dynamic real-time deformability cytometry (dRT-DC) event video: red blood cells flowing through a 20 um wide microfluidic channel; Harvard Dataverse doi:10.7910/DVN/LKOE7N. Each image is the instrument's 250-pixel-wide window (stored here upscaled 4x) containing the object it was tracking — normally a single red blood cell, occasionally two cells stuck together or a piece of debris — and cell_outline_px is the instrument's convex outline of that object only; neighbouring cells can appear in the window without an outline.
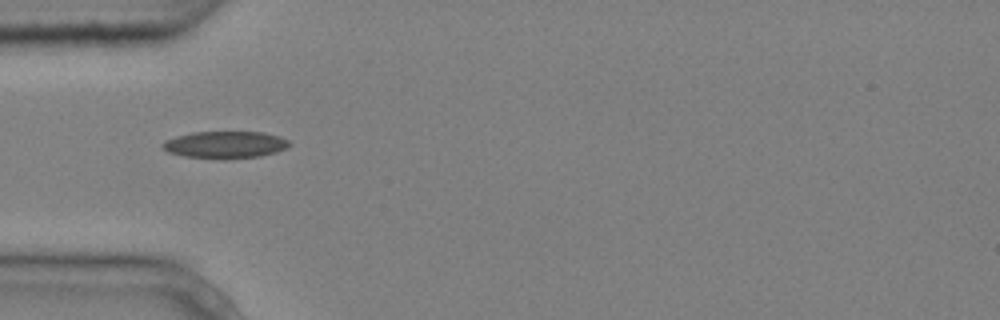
{"species": "common noctule bat (a hibernating species)", "species_latin": "Nyctalus noctula", "temperature_condition": "cold", "stored_images_in_passage": 5, "camera_frame_rate_fps": 3000, "um_per_image_px": 0.085, "animal": {"sex": "male", "body_mass_g": 20.4}, "frame": {"image": 1, "passage_image": 1, "time_ms": 0.0, "image_size_px": [1000, 320], "cell_outline_px": [[292, 144], [288, 148], [276, 152], [260, 156], [224, 160], [184, 156], [168, 152], [160, 144], [164, 140], [176, 136], [192, 132], [264, 132], [280, 136], [288, 140]], "centroid_in_image_um": [19.16, 12.31], "position_along_channel_um": 65.8, "area_um2": 20.35}}
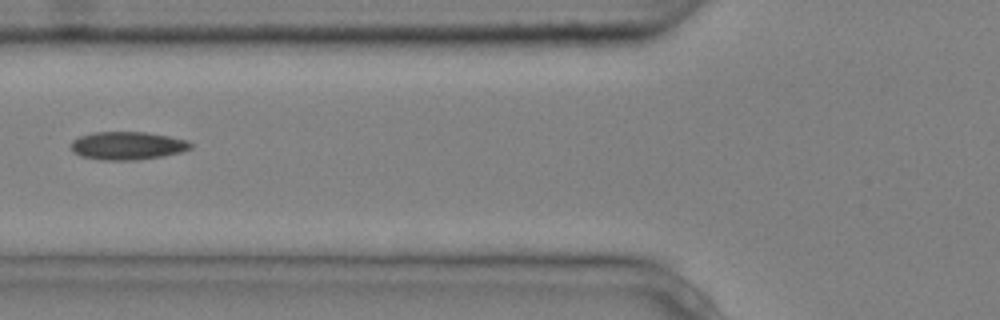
{"frame": {"image": 2, "passage_image": 2, "time_ms": 0.333, "image_size_px": [1000, 320], "cell_outline_px": [[192, 148], [180, 152], [164, 156], [136, 160], [100, 160], [80, 156], [72, 152], [72, 140], [80, 136], [92, 132], [148, 132], [188, 140], [192, 144]], "centroid_in_image_um": [10.83, 12.38], "position_along_channel_um": 115.0, "area_um2": 19.71}}
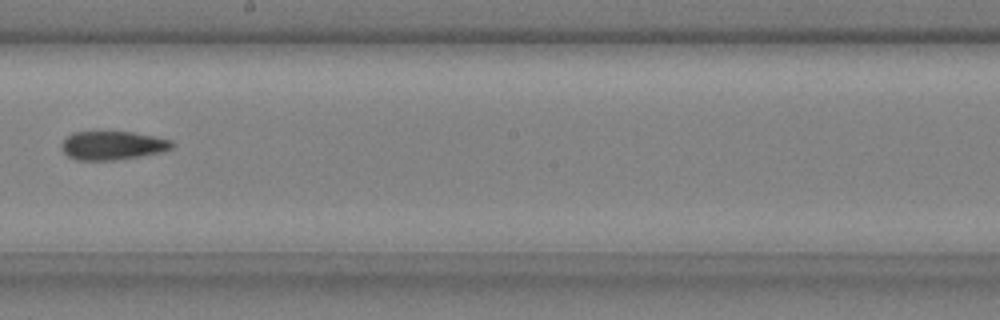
{"frame": {"image": 3, "passage_image": 5, "time_ms": 1.333, "image_size_px": [1000, 320], "cell_outline_px": [[176, 144], [172, 148], [164, 152], [116, 160], [76, 160], [68, 156], [64, 152], [60, 144], [72, 132], [132, 132], [172, 140]], "centroid_in_image_um": [9.6, 12.37], "position_along_channel_um": 238.6, "area_um2": 18.5}}